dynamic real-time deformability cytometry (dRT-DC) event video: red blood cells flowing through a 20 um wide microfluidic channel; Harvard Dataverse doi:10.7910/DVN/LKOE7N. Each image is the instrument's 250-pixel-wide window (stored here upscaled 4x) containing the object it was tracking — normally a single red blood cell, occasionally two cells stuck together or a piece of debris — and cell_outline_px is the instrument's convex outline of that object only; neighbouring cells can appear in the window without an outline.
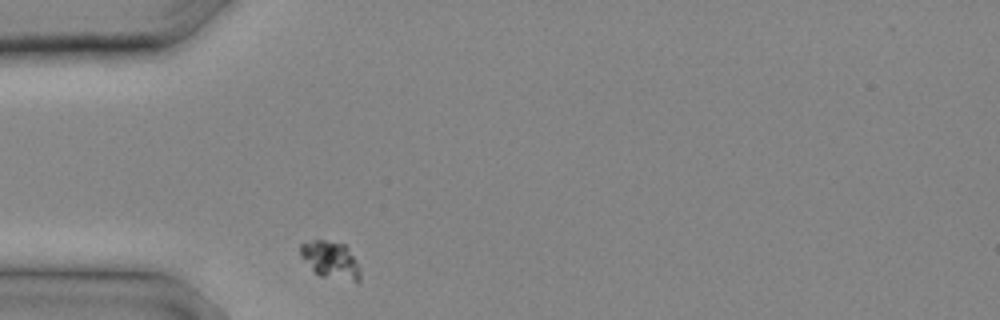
{"species": "common noctule bat (a hibernating species)", "species_latin": "Nyctalus noctula", "temperature_condition": "cold", "stored_images_in_passage": 21, "camera_frame_rate_fps": 3000, "um_per_image_px": 0.085, "animal": {"sex": "male", "body_mass_g": 20.4}, "frame": {"image": 1, "passage_image": 1, "time_ms": 0.0, "image_size_px": [1000, 320], "cell_outline_px": [[360, 280], [356, 284], [320, 276], [300, 256], [300, 244], [312, 240], [324, 240], [344, 244], [348, 248], [360, 272]], "centroid_in_image_um": [28.11, 22.13], "position_along_channel_um": 56.9, "area_um2": 13.01}}
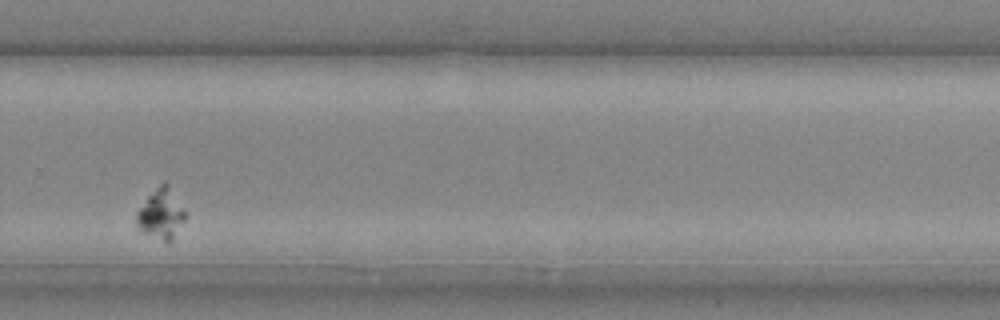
{"frame": {"image": 2, "passage_image": 13, "time_ms": 4.0, "image_size_px": [1000, 320], "cell_outline_px": [[184, 220], [172, 240], [168, 244], [144, 232], [136, 224], [136, 212], [148, 196], [164, 180], [168, 184], [184, 212]], "centroid_in_image_um": [13.66, 18.2], "position_along_channel_um": 316.1, "area_um2": 13.81}}
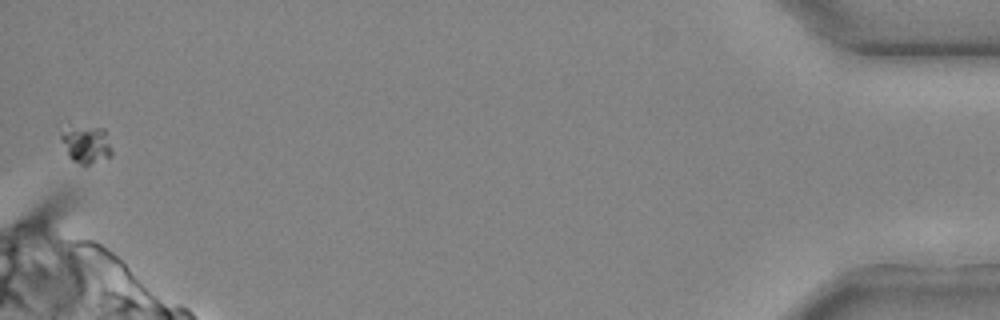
{"frame": {"image": 3, "passage_image": 21, "time_ms": 6.667, "image_size_px": [1000, 320], "cell_outline_px": [[112, 156], [88, 164], [80, 164], [72, 160], [68, 156], [60, 140], [60, 136], [68, 120], [104, 128], [112, 152]], "centroid_in_image_um": [7.24, 12.13], "position_along_channel_um": 428.0, "area_um2": 11.96}}